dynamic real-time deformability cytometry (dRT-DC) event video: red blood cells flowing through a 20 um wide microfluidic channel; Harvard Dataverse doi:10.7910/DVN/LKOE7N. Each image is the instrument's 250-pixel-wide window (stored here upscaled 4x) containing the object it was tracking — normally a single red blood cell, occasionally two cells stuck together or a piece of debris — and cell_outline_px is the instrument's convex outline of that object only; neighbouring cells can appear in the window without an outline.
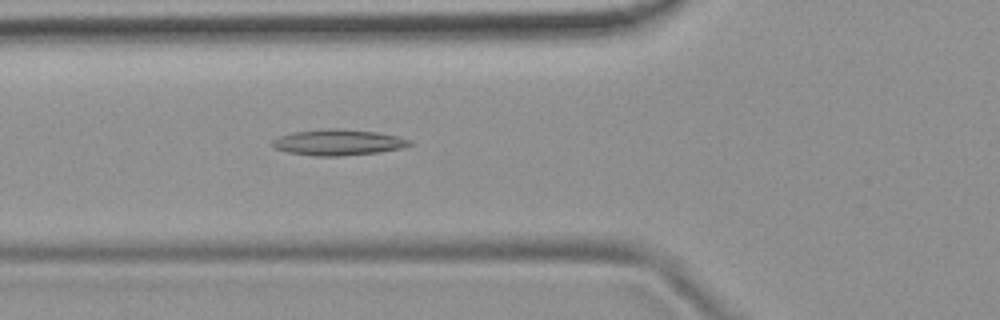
{"species": "common noctule bat (a hibernating species)", "species_latin": "Nyctalus noctula", "temperature_condition": "room temperature", "stored_images_in_passage": 43, "camera_frame_rate_fps": 3000, "um_per_image_px": 0.085, "animal": {"sex": "female", "body_mass_g": 19.9}, "frame": {"image": 1, "passage_image": 10, "time_ms": 3.0, "image_size_px": [1000, 320], "cell_outline_px": [[412, 144], [400, 148], [376, 152], [340, 156], [312, 156], [288, 152], [276, 148], [272, 144], [272, 140], [280, 136], [292, 132], [328, 128], [340, 128], [376, 132], [396, 136], [412, 140]], "centroid_in_image_um": [28.72, 12.09], "position_along_channel_um": 97.1, "area_um2": 20.58}}
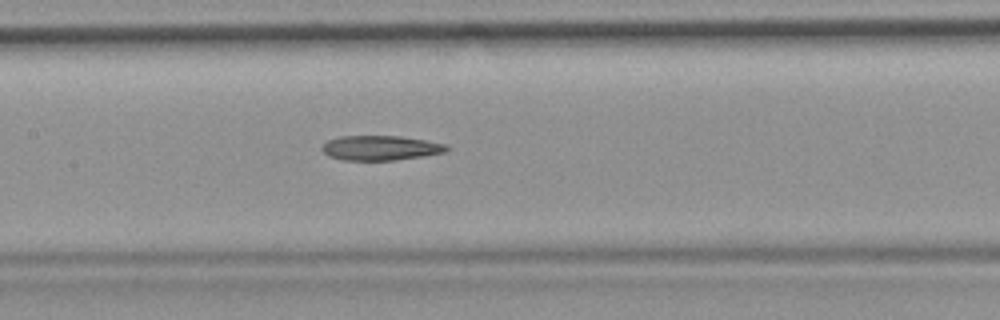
{"frame": {"image": 2, "passage_image": 16, "time_ms": 5.0, "image_size_px": [1000, 320], "cell_outline_px": [[452, 148], [448, 152], [424, 156], [396, 160], [344, 160], [328, 156], [320, 148], [328, 140], [340, 136], [400, 136], [448, 144]], "centroid_in_image_um": [32.41, 12.57], "position_along_channel_um": 175.0, "area_um2": 18.15}}
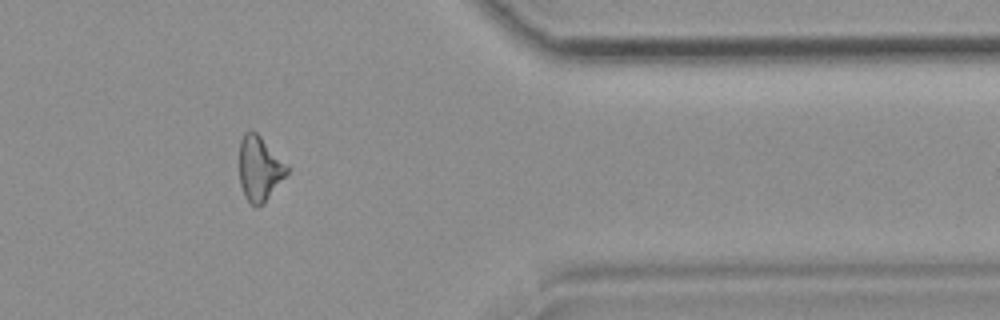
{"frame": {"image": 3, "passage_image": 34, "time_ms": 11.0, "image_size_px": [1000, 320], "cell_outline_px": [[292, 168], [264, 204], [256, 208], [244, 196], [240, 184], [240, 140], [244, 132], [248, 128], [256, 132]], "centroid_in_image_um": [22.08, 14.32], "position_along_channel_um": 389.3, "area_um2": 18.32}}